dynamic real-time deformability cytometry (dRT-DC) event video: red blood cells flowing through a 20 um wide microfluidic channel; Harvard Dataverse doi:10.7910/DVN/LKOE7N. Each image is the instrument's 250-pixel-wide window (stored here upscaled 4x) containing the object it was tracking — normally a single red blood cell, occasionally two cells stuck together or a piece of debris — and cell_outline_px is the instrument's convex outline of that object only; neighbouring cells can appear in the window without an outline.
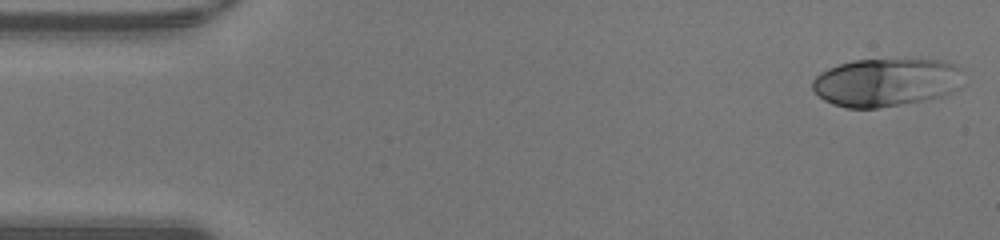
{"species": "human", "species_latin": "Homo sapiens", "temperature_condition": "warm", "stored_images_in_passage": 46, "camera_frame_rate_fps": 3000, "um_per_image_px": 0.085, "donor": {"sex": "male"}, "frame": {"image": 1, "passage_image": 1, "time_ms": 0.0, "image_size_px": [1000, 240], "cell_outline_px": [[960, 68], [956, 88], [952, 92], [940, 96], [924, 100], [876, 108], [848, 108], [832, 104], [824, 100], [812, 88], [812, 80], [820, 72], [828, 68], [852, 60], [940, 60], [952, 64]], "centroid_in_image_um": [75.23, 7.0], "position_along_channel_um": 9.8, "area_um2": 41.67}}
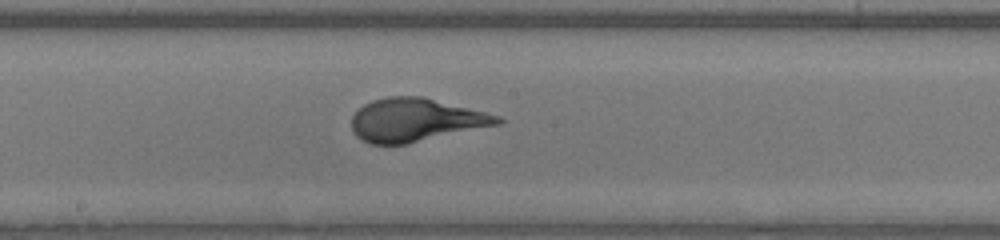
{"frame": {"image": 2, "passage_image": 24, "time_ms": 7.667, "image_size_px": [1000, 240], "cell_outline_px": [[504, 120], [500, 124], [408, 144], [368, 144], [356, 136], [352, 132], [352, 116], [364, 104], [372, 100], [388, 96], [424, 96], [500, 116]], "centroid_in_image_um": [35.32, 10.2], "position_along_channel_um": 212.9, "area_um2": 36.88}}
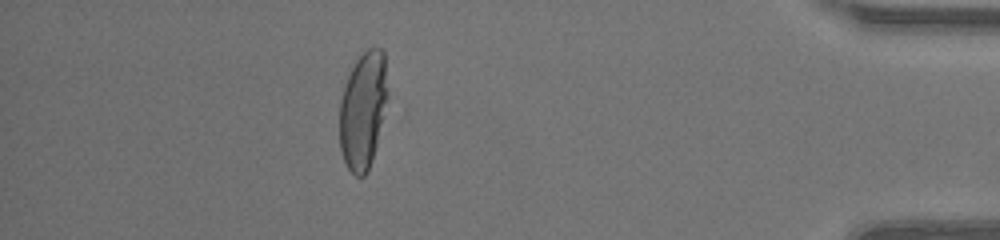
{"frame": {"image": 3, "passage_image": 41, "time_ms": 13.333, "image_size_px": [1000, 240], "cell_outline_px": [[388, 92], [376, 144], [372, 160], [368, 172], [364, 176], [356, 176], [348, 168], [344, 160], [340, 148], [340, 100], [344, 84], [356, 60], [372, 44], [380, 48], [384, 52], [388, 88]], "centroid_in_image_um": [30.85, 9.32], "position_along_channel_um": 404.3, "area_um2": 32.71}, "authors_computed_cell_mechanics": {"area_um2": 36.8475, "velocity_mm_per_s": 4.3122, "shape_relaxation_time_tau1_ms": 3.6199, "shape_relaxation_time_tau2_ms": null, "deformation_change_tau1": 0.2272, "deformation_change_tau2": null}}